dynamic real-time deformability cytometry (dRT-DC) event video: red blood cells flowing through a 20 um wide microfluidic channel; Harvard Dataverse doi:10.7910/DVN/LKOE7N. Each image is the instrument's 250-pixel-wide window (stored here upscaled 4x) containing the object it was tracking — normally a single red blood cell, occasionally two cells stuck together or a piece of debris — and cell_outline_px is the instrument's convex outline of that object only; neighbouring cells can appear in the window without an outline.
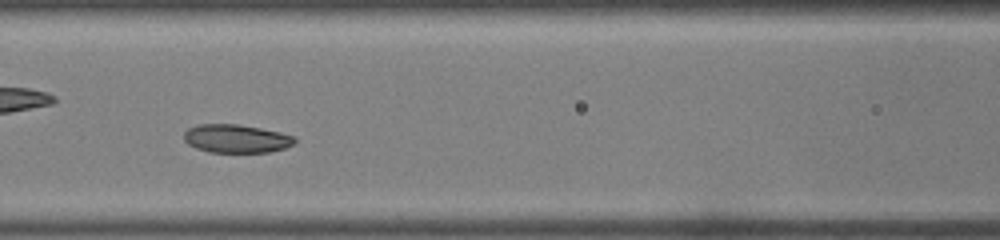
{"species": "common noctule bat (a hibernating species)", "species_latin": "Nyctalus noctula", "temperature_condition": "warm", "stored_images_in_passage": 30, "camera_frame_rate_fps": 3000, "um_per_image_px": 0.085, "animal": {"sex": "male", "body_mass_g": 19.0, "forearm_length_mm": 50.8}, "frame": {"image": 1, "passage_image": 9, "time_ms": 2.667, "image_size_px": [1000, 240], "cell_outline_px": [[296, 140], [292, 144], [284, 148], [268, 152], [208, 152], [196, 148], [188, 144], [184, 140], [184, 132], [188, 128], [200, 124], [240, 124], [280, 132], [296, 136]], "centroid_in_image_um": [20.07, 11.77], "position_along_channel_um": 146.5, "area_um2": 18.32}}
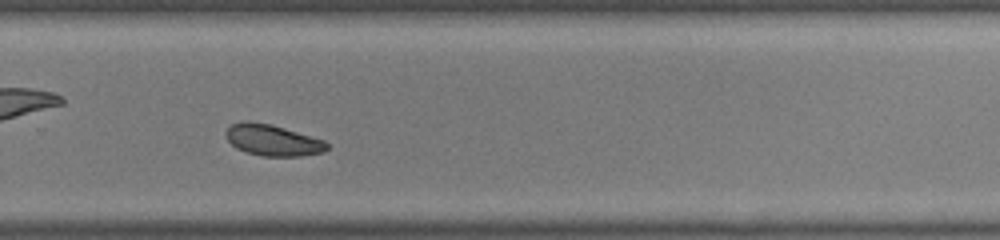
{"frame": {"image": 2, "passage_image": 18, "time_ms": 5.667, "image_size_px": [1000, 240], "cell_outline_px": [[328, 148], [324, 152], [300, 156], [260, 156], [244, 152], [236, 148], [228, 140], [224, 132], [232, 124], [244, 120], [248, 120], [272, 124], [324, 140], [328, 144]], "centroid_in_image_um": [23.15, 11.91], "position_along_channel_um": 306.6, "area_um2": 18.55}}
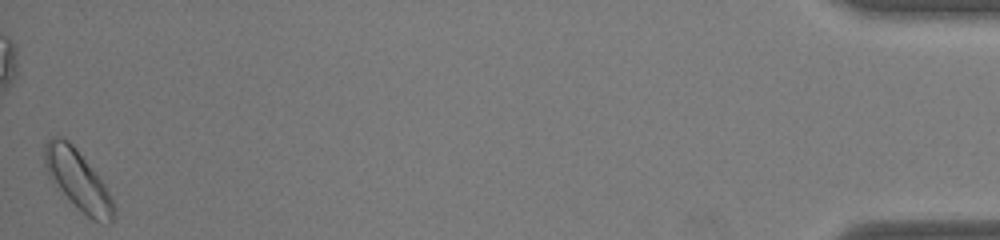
{"frame": {"image": 3, "passage_image": 30, "time_ms": 9.667, "image_size_px": [1000, 240], "cell_outline_px": [[116, 212], [112, 224], [100, 224], [92, 220], [48, 176], [44, 164], [44, 144], [52, 136], [60, 136], [68, 140], [76, 148], [104, 184], [112, 196], [116, 208]], "centroid_in_image_um": [6.66, 15.31], "position_along_channel_um": 428.5, "area_um2": 23.76}}